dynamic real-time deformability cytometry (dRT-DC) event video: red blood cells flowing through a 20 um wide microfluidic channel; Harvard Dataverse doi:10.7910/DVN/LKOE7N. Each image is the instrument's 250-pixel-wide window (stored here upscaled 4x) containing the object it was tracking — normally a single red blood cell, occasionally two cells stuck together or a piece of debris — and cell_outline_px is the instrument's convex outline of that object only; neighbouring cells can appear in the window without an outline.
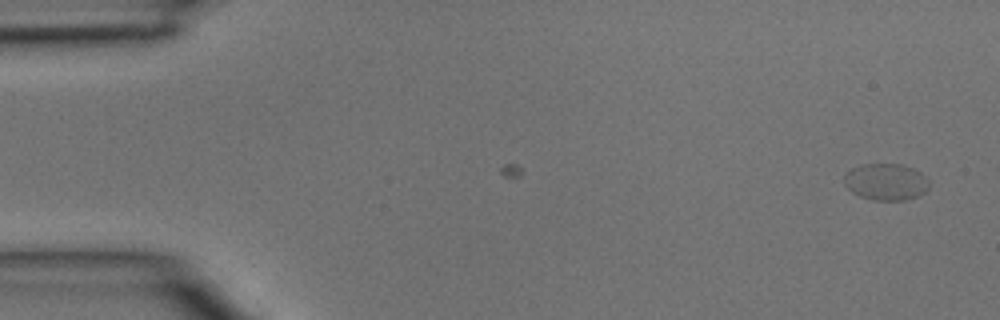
{"species": "common noctule bat (a hibernating species)", "species_latin": "Nyctalus noctula", "temperature_condition": "room temperature", "stored_images_in_passage": 2, "camera_frame_rate_fps": 3000, "um_per_image_px": 0.085, "animal": {"sex": "male", "body_mass_g": 15.6}, "frame": {"image": 1, "passage_image": 2, "time_ms": 0.333, "image_size_px": [1000, 320], "cell_outline_px": [[928, 188], [920, 196], [904, 200], [872, 200], [860, 196], [852, 192], [844, 184], [844, 176], [852, 168], [864, 164], [900, 164], [912, 168], [920, 172], [928, 180]], "centroid_in_image_um": [75.3, 15.47], "position_along_channel_um": 9.7, "area_um2": 18.09}}